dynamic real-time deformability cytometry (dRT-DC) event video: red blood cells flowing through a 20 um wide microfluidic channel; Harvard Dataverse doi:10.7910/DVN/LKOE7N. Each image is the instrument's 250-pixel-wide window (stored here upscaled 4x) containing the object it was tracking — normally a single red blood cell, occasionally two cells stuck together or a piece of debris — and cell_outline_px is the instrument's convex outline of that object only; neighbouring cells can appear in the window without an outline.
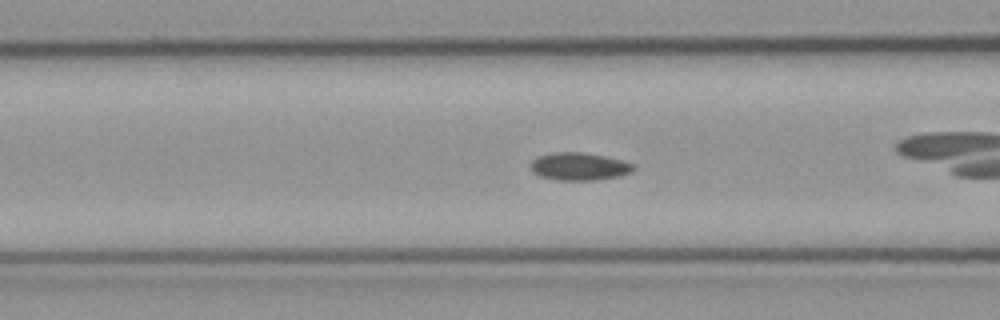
{"species": "common noctule bat (a hibernating species)", "species_latin": "Nyctalus noctula", "temperature_condition": "cold", "stored_images_in_passage": 42, "camera_frame_rate_fps": 3000, "um_per_image_px": 0.085, "animal": {"sex": "male", "body_mass_g": 23.1, "forearm_length_mm": 52.7}, "frame": {"image": 1, "passage_image": 7, "time_ms": 2.0, "image_size_px": [1000, 320], "cell_outline_px": [[636, 168], [632, 172], [620, 176], [596, 180], [556, 180], [540, 176], [532, 172], [532, 160], [536, 156], [556, 152], [584, 152], [624, 160], [636, 164]], "centroid_in_image_um": [49.28, 14.15], "position_along_channel_um": 117.3, "area_um2": 16.82}}